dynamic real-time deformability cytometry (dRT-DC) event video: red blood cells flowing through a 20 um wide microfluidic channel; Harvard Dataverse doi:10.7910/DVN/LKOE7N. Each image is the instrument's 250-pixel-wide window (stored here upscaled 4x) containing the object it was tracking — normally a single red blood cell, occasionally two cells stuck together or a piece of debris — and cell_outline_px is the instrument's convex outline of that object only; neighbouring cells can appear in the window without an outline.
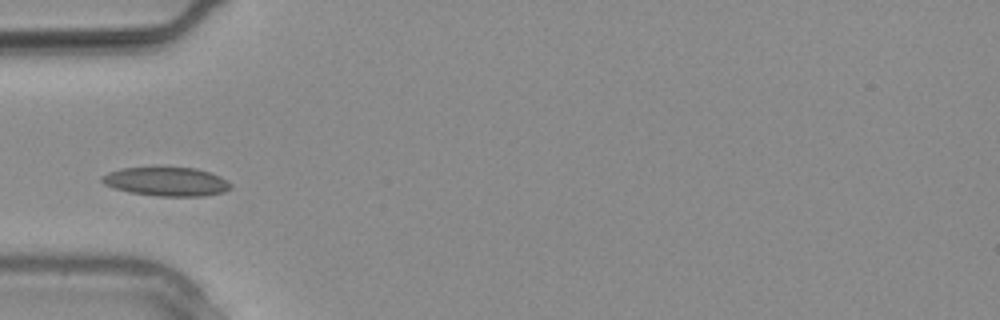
{"species": "common noctule bat (a hibernating species)", "species_latin": "Nyctalus noctula", "temperature_condition": "warm", "stored_images_in_passage": 27, "camera_frame_rate_fps": 3000, "um_per_image_px": 0.085, "animal": {"sex": "male", "body_mass_g": 20.4}, "frame": {"image": 1, "passage_image": 8, "time_ms": 2.333, "image_size_px": [1000, 320], "cell_outline_px": [[232, 188], [224, 192], [204, 196], [160, 196], [128, 192], [104, 184], [100, 180], [100, 176], [108, 172], [124, 168], [196, 168], [220, 176], [232, 184]], "centroid_in_image_um": [14.16, 15.44], "position_along_channel_um": 70.8, "area_um2": 21.5}}